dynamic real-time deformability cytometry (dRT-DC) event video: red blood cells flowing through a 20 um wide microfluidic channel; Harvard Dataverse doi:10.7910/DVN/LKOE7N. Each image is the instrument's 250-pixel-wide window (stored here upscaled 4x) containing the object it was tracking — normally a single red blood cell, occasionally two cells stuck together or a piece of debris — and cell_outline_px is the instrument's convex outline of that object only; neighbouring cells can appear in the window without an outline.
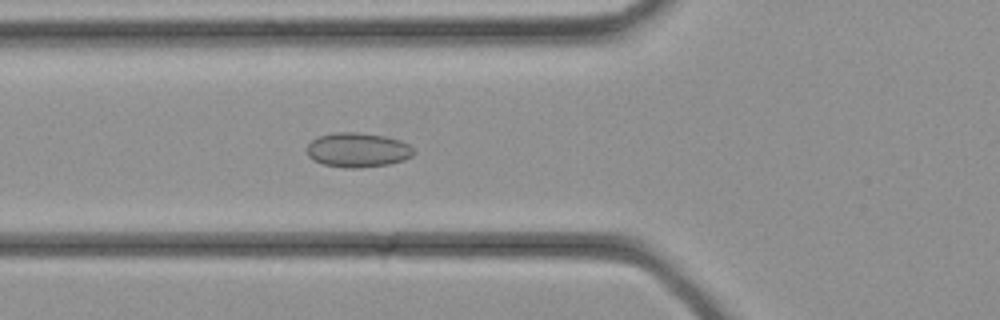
{"species": "common noctule bat (a hibernating species)", "species_latin": "Nyctalus noctula", "temperature_condition": "cold", "stored_images_in_passage": 33, "camera_frame_rate_fps": 3000, "um_per_image_px": 0.085, "animal": {"sex": "female", "body_mass_g": 21.9}, "frame": {"image": 1, "passage_image": 11, "time_ms": 3.333, "image_size_px": [1000, 320], "cell_outline_px": [[416, 152], [412, 156], [404, 160], [388, 164], [360, 168], [344, 168], [324, 164], [312, 160], [308, 156], [308, 144], [316, 136], [336, 132], [360, 132], [384, 136], [400, 140], [408, 144]], "centroid_in_image_um": [30.4, 12.74], "position_along_channel_um": 95.4, "area_um2": 21.62}}
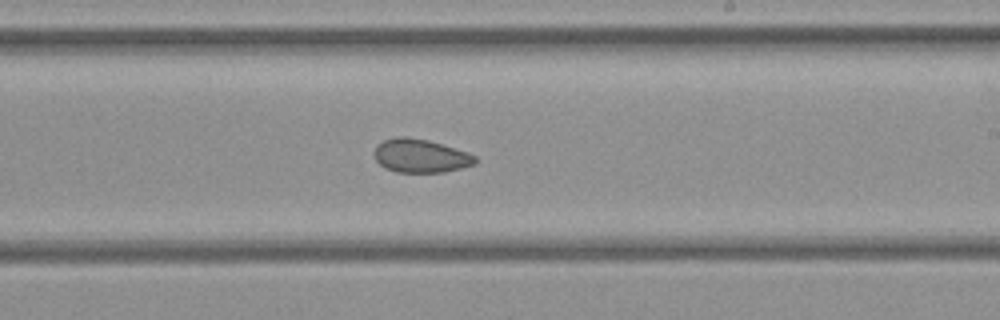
{"frame": {"image": 2, "passage_image": 19, "time_ms": 6.0, "image_size_px": [1000, 320], "cell_outline_px": [[476, 164], [444, 172], [396, 172], [384, 168], [376, 160], [376, 144], [384, 140], [396, 136], [404, 136], [428, 140], [468, 152], [476, 156]], "centroid_in_image_um": [35.75, 13.24], "position_along_channel_um": 253.3, "area_um2": 19.65}}
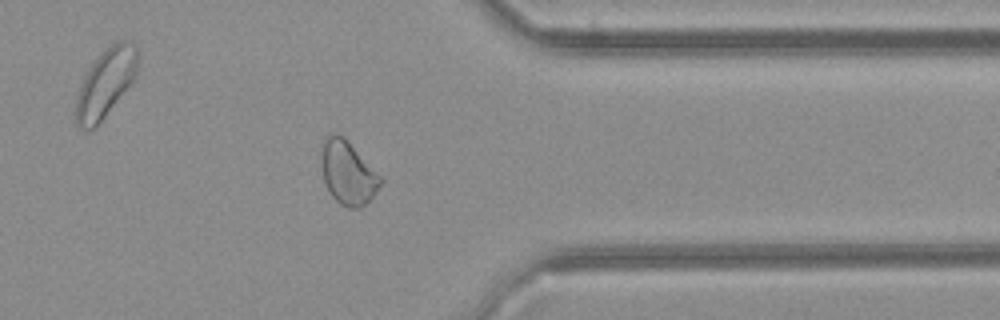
{"frame": {"image": 3, "passage_image": 26, "time_ms": 8.333, "image_size_px": [1000, 320], "cell_outline_px": [[384, 180], [372, 196], [360, 208], [348, 208], [340, 204], [332, 196], [324, 184], [320, 156], [324, 140], [328, 136], [336, 132], [344, 136]], "centroid_in_image_um": [29.54, 14.68], "position_along_channel_um": 381.9, "area_um2": 21.79}}